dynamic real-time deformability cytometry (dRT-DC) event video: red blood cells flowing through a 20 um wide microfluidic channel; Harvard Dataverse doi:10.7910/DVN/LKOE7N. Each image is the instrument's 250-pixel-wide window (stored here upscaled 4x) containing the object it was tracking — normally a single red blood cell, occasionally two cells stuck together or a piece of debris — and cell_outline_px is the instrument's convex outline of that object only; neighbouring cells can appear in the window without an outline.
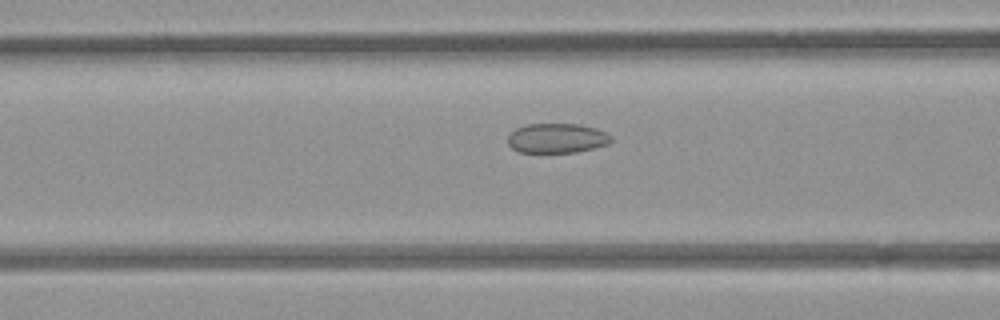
{"species": "common noctule bat (a hibernating species)", "species_latin": "Nyctalus noctula", "temperature_condition": "room temperature", "stored_images_in_passage": 47, "camera_frame_rate_fps": 3000, "um_per_image_px": 0.085, "animal": {"sex": "female", "body_mass_g": 21.9}, "frame": {"image": 1, "passage_image": 21, "time_ms": 6.667, "image_size_px": [1000, 320], "cell_outline_px": [[612, 140], [608, 144], [576, 152], [520, 152], [512, 148], [508, 144], [508, 136], [516, 128], [528, 124], [580, 124], [596, 128], [612, 136]], "centroid_in_image_um": [47.34, 11.74], "position_along_channel_um": 119.3, "area_um2": 17.74}}
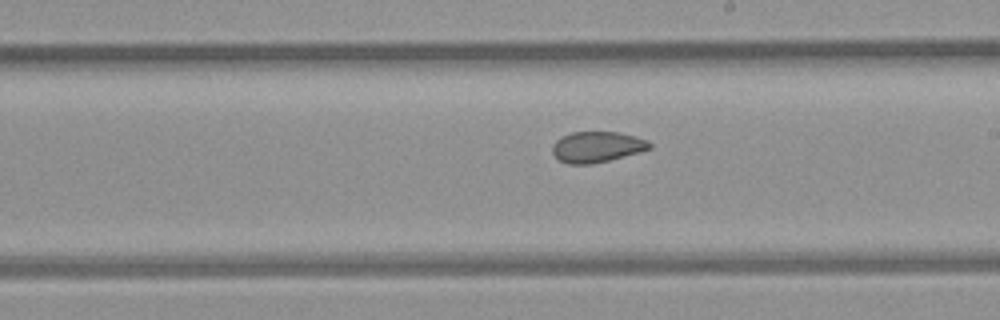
{"frame": {"image": 2, "passage_image": 30, "time_ms": 9.667, "image_size_px": [1000, 320], "cell_outline_px": [[652, 148], [640, 152], [592, 164], [568, 164], [560, 160], [552, 152], [552, 144], [556, 140], [572, 132], [620, 132], [648, 140], [652, 144]], "centroid_in_image_um": [50.76, 12.48], "position_along_channel_um": 238.2, "area_um2": 17.4}}
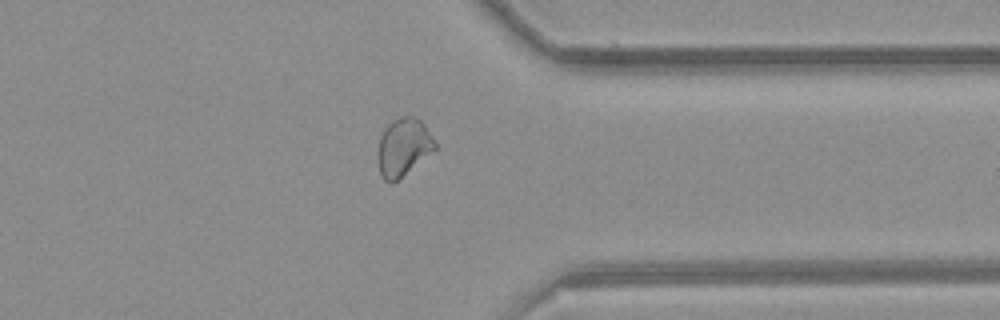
{"frame": {"image": 3, "passage_image": 41, "time_ms": 13.333, "image_size_px": [1000, 320], "cell_outline_px": [[436, 148], [392, 184], [384, 180], [380, 176], [376, 156], [380, 136], [384, 128], [392, 120], [400, 116], [416, 116], [424, 124], [436, 140]], "centroid_in_image_um": [34.25, 12.49], "position_along_channel_um": 377.1, "area_um2": 19.42}, "authors_computed_cell_mechanics": {"area_um2": 19.4786, "velocity_mm_per_s": 3.9562, "shape_relaxation_time_tau1_ms": null, "shape_relaxation_time_tau2_ms": 1.5064, "deformation_change_tau1": null, "deformation_change_tau2": 0.0583}}